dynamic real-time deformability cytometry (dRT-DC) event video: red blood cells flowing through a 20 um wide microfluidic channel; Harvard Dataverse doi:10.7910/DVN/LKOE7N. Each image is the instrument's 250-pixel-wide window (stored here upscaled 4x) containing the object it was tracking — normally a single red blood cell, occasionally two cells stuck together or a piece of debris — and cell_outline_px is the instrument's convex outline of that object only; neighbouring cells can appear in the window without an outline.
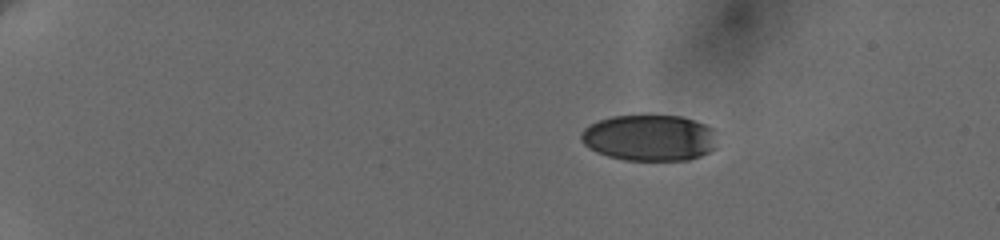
{"species": "human", "species_latin": "Homo sapiens", "temperature_condition": "cold", "stored_images_in_passage": 5, "camera_frame_rate_fps": 3000, "um_per_image_px": 0.085, "donor": {"sex": "female"}, "frame": {"image": 1, "passage_image": 2, "time_ms": 1.0, "image_size_px": [1000, 240], "cell_outline_px": [[716, 148], [700, 156], [688, 160], [624, 160], [608, 156], [596, 152], [588, 148], [580, 140], [580, 132], [584, 128], [600, 120], [612, 116], [680, 116], [704, 124], [712, 128]], "centroid_in_image_um": [55.16, 11.73], "position_along_channel_um": 29.8, "area_um2": 36.47}}